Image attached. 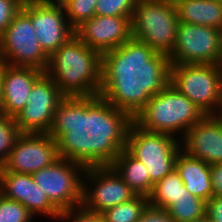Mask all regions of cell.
<instances>
[{
  "label": "cell",
  "instance_id": "obj_2",
  "mask_svg": "<svg viewBox=\"0 0 222 222\" xmlns=\"http://www.w3.org/2000/svg\"><path fill=\"white\" fill-rule=\"evenodd\" d=\"M102 54L75 34L49 56L45 73L85 116L96 104L101 88Z\"/></svg>",
  "mask_w": 222,
  "mask_h": 222
},
{
  "label": "cell",
  "instance_id": "obj_34",
  "mask_svg": "<svg viewBox=\"0 0 222 222\" xmlns=\"http://www.w3.org/2000/svg\"><path fill=\"white\" fill-rule=\"evenodd\" d=\"M213 116L222 125V97H221V100L219 102L218 108L215 111V113L213 114Z\"/></svg>",
  "mask_w": 222,
  "mask_h": 222
},
{
  "label": "cell",
  "instance_id": "obj_14",
  "mask_svg": "<svg viewBox=\"0 0 222 222\" xmlns=\"http://www.w3.org/2000/svg\"><path fill=\"white\" fill-rule=\"evenodd\" d=\"M21 9L31 18L38 42L48 56L75 34L68 23L63 6L24 0Z\"/></svg>",
  "mask_w": 222,
  "mask_h": 222
},
{
  "label": "cell",
  "instance_id": "obj_5",
  "mask_svg": "<svg viewBox=\"0 0 222 222\" xmlns=\"http://www.w3.org/2000/svg\"><path fill=\"white\" fill-rule=\"evenodd\" d=\"M108 132L145 165L154 184L175 169L177 155L182 150L181 140L177 137L145 131L132 120L119 122Z\"/></svg>",
  "mask_w": 222,
  "mask_h": 222
},
{
  "label": "cell",
  "instance_id": "obj_30",
  "mask_svg": "<svg viewBox=\"0 0 222 222\" xmlns=\"http://www.w3.org/2000/svg\"><path fill=\"white\" fill-rule=\"evenodd\" d=\"M137 222H175L168 211L148 205Z\"/></svg>",
  "mask_w": 222,
  "mask_h": 222
},
{
  "label": "cell",
  "instance_id": "obj_6",
  "mask_svg": "<svg viewBox=\"0 0 222 222\" xmlns=\"http://www.w3.org/2000/svg\"><path fill=\"white\" fill-rule=\"evenodd\" d=\"M206 115L171 83L155 94L132 120L145 131L167 133L181 140Z\"/></svg>",
  "mask_w": 222,
  "mask_h": 222
},
{
  "label": "cell",
  "instance_id": "obj_11",
  "mask_svg": "<svg viewBox=\"0 0 222 222\" xmlns=\"http://www.w3.org/2000/svg\"><path fill=\"white\" fill-rule=\"evenodd\" d=\"M31 18L21 9L0 35L3 62L46 71L49 56L41 48Z\"/></svg>",
  "mask_w": 222,
  "mask_h": 222
},
{
  "label": "cell",
  "instance_id": "obj_10",
  "mask_svg": "<svg viewBox=\"0 0 222 222\" xmlns=\"http://www.w3.org/2000/svg\"><path fill=\"white\" fill-rule=\"evenodd\" d=\"M136 195L98 153L88 162L83 175L82 202L87 210L101 214Z\"/></svg>",
  "mask_w": 222,
  "mask_h": 222
},
{
  "label": "cell",
  "instance_id": "obj_7",
  "mask_svg": "<svg viewBox=\"0 0 222 222\" xmlns=\"http://www.w3.org/2000/svg\"><path fill=\"white\" fill-rule=\"evenodd\" d=\"M87 133H20L0 171L33 174L58 160Z\"/></svg>",
  "mask_w": 222,
  "mask_h": 222
},
{
  "label": "cell",
  "instance_id": "obj_17",
  "mask_svg": "<svg viewBox=\"0 0 222 222\" xmlns=\"http://www.w3.org/2000/svg\"><path fill=\"white\" fill-rule=\"evenodd\" d=\"M182 151L209 165L222 163V125L213 115H206L181 139Z\"/></svg>",
  "mask_w": 222,
  "mask_h": 222
},
{
  "label": "cell",
  "instance_id": "obj_25",
  "mask_svg": "<svg viewBox=\"0 0 222 222\" xmlns=\"http://www.w3.org/2000/svg\"><path fill=\"white\" fill-rule=\"evenodd\" d=\"M20 133L14 117L0 112V166L7 160Z\"/></svg>",
  "mask_w": 222,
  "mask_h": 222
},
{
  "label": "cell",
  "instance_id": "obj_28",
  "mask_svg": "<svg viewBox=\"0 0 222 222\" xmlns=\"http://www.w3.org/2000/svg\"><path fill=\"white\" fill-rule=\"evenodd\" d=\"M59 222H103L99 213L87 210L83 205L62 211Z\"/></svg>",
  "mask_w": 222,
  "mask_h": 222
},
{
  "label": "cell",
  "instance_id": "obj_18",
  "mask_svg": "<svg viewBox=\"0 0 222 222\" xmlns=\"http://www.w3.org/2000/svg\"><path fill=\"white\" fill-rule=\"evenodd\" d=\"M45 72L22 66L3 64V97L0 112L15 117L27 104V98L34 83Z\"/></svg>",
  "mask_w": 222,
  "mask_h": 222
},
{
  "label": "cell",
  "instance_id": "obj_31",
  "mask_svg": "<svg viewBox=\"0 0 222 222\" xmlns=\"http://www.w3.org/2000/svg\"><path fill=\"white\" fill-rule=\"evenodd\" d=\"M212 222H222V197L213 196L206 202V213Z\"/></svg>",
  "mask_w": 222,
  "mask_h": 222
},
{
  "label": "cell",
  "instance_id": "obj_24",
  "mask_svg": "<svg viewBox=\"0 0 222 222\" xmlns=\"http://www.w3.org/2000/svg\"><path fill=\"white\" fill-rule=\"evenodd\" d=\"M96 3L97 0H68L63 5L68 23L74 31L95 16Z\"/></svg>",
  "mask_w": 222,
  "mask_h": 222
},
{
  "label": "cell",
  "instance_id": "obj_16",
  "mask_svg": "<svg viewBox=\"0 0 222 222\" xmlns=\"http://www.w3.org/2000/svg\"><path fill=\"white\" fill-rule=\"evenodd\" d=\"M131 19L132 16L95 15L74 32L89 48L103 54L132 38Z\"/></svg>",
  "mask_w": 222,
  "mask_h": 222
},
{
  "label": "cell",
  "instance_id": "obj_26",
  "mask_svg": "<svg viewBox=\"0 0 222 222\" xmlns=\"http://www.w3.org/2000/svg\"><path fill=\"white\" fill-rule=\"evenodd\" d=\"M34 216L20 202L0 194V222H28Z\"/></svg>",
  "mask_w": 222,
  "mask_h": 222
},
{
  "label": "cell",
  "instance_id": "obj_36",
  "mask_svg": "<svg viewBox=\"0 0 222 222\" xmlns=\"http://www.w3.org/2000/svg\"><path fill=\"white\" fill-rule=\"evenodd\" d=\"M189 222H212V220L205 214L203 217Z\"/></svg>",
  "mask_w": 222,
  "mask_h": 222
},
{
  "label": "cell",
  "instance_id": "obj_12",
  "mask_svg": "<svg viewBox=\"0 0 222 222\" xmlns=\"http://www.w3.org/2000/svg\"><path fill=\"white\" fill-rule=\"evenodd\" d=\"M222 31L217 28L179 22L170 64H218Z\"/></svg>",
  "mask_w": 222,
  "mask_h": 222
},
{
  "label": "cell",
  "instance_id": "obj_13",
  "mask_svg": "<svg viewBox=\"0 0 222 222\" xmlns=\"http://www.w3.org/2000/svg\"><path fill=\"white\" fill-rule=\"evenodd\" d=\"M97 153L137 194L149 196L154 183L145 165L134 158L108 131L93 133Z\"/></svg>",
  "mask_w": 222,
  "mask_h": 222
},
{
  "label": "cell",
  "instance_id": "obj_27",
  "mask_svg": "<svg viewBox=\"0 0 222 222\" xmlns=\"http://www.w3.org/2000/svg\"><path fill=\"white\" fill-rule=\"evenodd\" d=\"M138 0H97L95 15L133 16Z\"/></svg>",
  "mask_w": 222,
  "mask_h": 222
},
{
  "label": "cell",
  "instance_id": "obj_23",
  "mask_svg": "<svg viewBox=\"0 0 222 222\" xmlns=\"http://www.w3.org/2000/svg\"><path fill=\"white\" fill-rule=\"evenodd\" d=\"M149 205L147 196L136 195L131 200L101 213L103 222H137Z\"/></svg>",
  "mask_w": 222,
  "mask_h": 222
},
{
  "label": "cell",
  "instance_id": "obj_22",
  "mask_svg": "<svg viewBox=\"0 0 222 222\" xmlns=\"http://www.w3.org/2000/svg\"><path fill=\"white\" fill-rule=\"evenodd\" d=\"M167 211L175 222H189L205 215L206 202L192 195L183 186L174 204Z\"/></svg>",
  "mask_w": 222,
  "mask_h": 222
},
{
  "label": "cell",
  "instance_id": "obj_9",
  "mask_svg": "<svg viewBox=\"0 0 222 222\" xmlns=\"http://www.w3.org/2000/svg\"><path fill=\"white\" fill-rule=\"evenodd\" d=\"M170 83L205 115H213L222 97L219 64H172Z\"/></svg>",
  "mask_w": 222,
  "mask_h": 222
},
{
  "label": "cell",
  "instance_id": "obj_19",
  "mask_svg": "<svg viewBox=\"0 0 222 222\" xmlns=\"http://www.w3.org/2000/svg\"><path fill=\"white\" fill-rule=\"evenodd\" d=\"M175 169L183 180L184 187L194 196L208 202L213 197L210 165L203 160L190 157L180 151Z\"/></svg>",
  "mask_w": 222,
  "mask_h": 222
},
{
  "label": "cell",
  "instance_id": "obj_1",
  "mask_svg": "<svg viewBox=\"0 0 222 222\" xmlns=\"http://www.w3.org/2000/svg\"><path fill=\"white\" fill-rule=\"evenodd\" d=\"M170 65L168 55L134 38L103 53L99 96L84 116L87 133L133 120L170 83Z\"/></svg>",
  "mask_w": 222,
  "mask_h": 222
},
{
  "label": "cell",
  "instance_id": "obj_21",
  "mask_svg": "<svg viewBox=\"0 0 222 222\" xmlns=\"http://www.w3.org/2000/svg\"><path fill=\"white\" fill-rule=\"evenodd\" d=\"M184 186L179 173L174 169L162 180L157 181L148 196L149 205L168 210L178 197Z\"/></svg>",
  "mask_w": 222,
  "mask_h": 222
},
{
  "label": "cell",
  "instance_id": "obj_3",
  "mask_svg": "<svg viewBox=\"0 0 222 222\" xmlns=\"http://www.w3.org/2000/svg\"><path fill=\"white\" fill-rule=\"evenodd\" d=\"M14 119L21 133H87L84 116L46 73L34 83L26 106Z\"/></svg>",
  "mask_w": 222,
  "mask_h": 222
},
{
  "label": "cell",
  "instance_id": "obj_15",
  "mask_svg": "<svg viewBox=\"0 0 222 222\" xmlns=\"http://www.w3.org/2000/svg\"><path fill=\"white\" fill-rule=\"evenodd\" d=\"M0 194L20 202L34 217L57 222L61 212L50 202L31 174L0 171Z\"/></svg>",
  "mask_w": 222,
  "mask_h": 222
},
{
  "label": "cell",
  "instance_id": "obj_37",
  "mask_svg": "<svg viewBox=\"0 0 222 222\" xmlns=\"http://www.w3.org/2000/svg\"><path fill=\"white\" fill-rule=\"evenodd\" d=\"M218 64L220 65V67H222V42H221V55H220Z\"/></svg>",
  "mask_w": 222,
  "mask_h": 222
},
{
  "label": "cell",
  "instance_id": "obj_29",
  "mask_svg": "<svg viewBox=\"0 0 222 222\" xmlns=\"http://www.w3.org/2000/svg\"><path fill=\"white\" fill-rule=\"evenodd\" d=\"M24 0H0V35L21 10Z\"/></svg>",
  "mask_w": 222,
  "mask_h": 222
},
{
  "label": "cell",
  "instance_id": "obj_32",
  "mask_svg": "<svg viewBox=\"0 0 222 222\" xmlns=\"http://www.w3.org/2000/svg\"><path fill=\"white\" fill-rule=\"evenodd\" d=\"M210 178L213 196L222 197V163L210 165Z\"/></svg>",
  "mask_w": 222,
  "mask_h": 222
},
{
  "label": "cell",
  "instance_id": "obj_4",
  "mask_svg": "<svg viewBox=\"0 0 222 222\" xmlns=\"http://www.w3.org/2000/svg\"><path fill=\"white\" fill-rule=\"evenodd\" d=\"M96 154L93 135L87 133L52 165L32 174L34 182L60 212L82 205L84 171Z\"/></svg>",
  "mask_w": 222,
  "mask_h": 222
},
{
  "label": "cell",
  "instance_id": "obj_8",
  "mask_svg": "<svg viewBox=\"0 0 222 222\" xmlns=\"http://www.w3.org/2000/svg\"><path fill=\"white\" fill-rule=\"evenodd\" d=\"M178 18L173 0H138L131 19L132 38L169 55L175 45Z\"/></svg>",
  "mask_w": 222,
  "mask_h": 222
},
{
  "label": "cell",
  "instance_id": "obj_20",
  "mask_svg": "<svg viewBox=\"0 0 222 222\" xmlns=\"http://www.w3.org/2000/svg\"><path fill=\"white\" fill-rule=\"evenodd\" d=\"M179 22L222 31V0H173Z\"/></svg>",
  "mask_w": 222,
  "mask_h": 222
},
{
  "label": "cell",
  "instance_id": "obj_35",
  "mask_svg": "<svg viewBox=\"0 0 222 222\" xmlns=\"http://www.w3.org/2000/svg\"><path fill=\"white\" fill-rule=\"evenodd\" d=\"M2 76H3V65L0 67V107L2 104V97H3Z\"/></svg>",
  "mask_w": 222,
  "mask_h": 222
},
{
  "label": "cell",
  "instance_id": "obj_39",
  "mask_svg": "<svg viewBox=\"0 0 222 222\" xmlns=\"http://www.w3.org/2000/svg\"><path fill=\"white\" fill-rule=\"evenodd\" d=\"M35 219H36V217H33L30 221H28V222H35Z\"/></svg>",
  "mask_w": 222,
  "mask_h": 222
},
{
  "label": "cell",
  "instance_id": "obj_38",
  "mask_svg": "<svg viewBox=\"0 0 222 222\" xmlns=\"http://www.w3.org/2000/svg\"><path fill=\"white\" fill-rule=\"evenodd\" d=\"M4 64L2 59L1 47H0V67Z\"/></svg>",
  "mask_w": 222,
  "mask_h": 222
},
{
  "label": "cell",
  "instance_id": "obj_33",
  "mask_svg": "<svg viewBox=\"0 0 222 222\" xmlns=\"http://www.w3.org/2000/svg\"><path fill=\"white\" fill-rule=\"evenodd\" d=\"M45 5L63 6L68 0H34Z\"/></svg>",
  "mask_w": 222,
  "mask_h": 222
}]
</instances>
